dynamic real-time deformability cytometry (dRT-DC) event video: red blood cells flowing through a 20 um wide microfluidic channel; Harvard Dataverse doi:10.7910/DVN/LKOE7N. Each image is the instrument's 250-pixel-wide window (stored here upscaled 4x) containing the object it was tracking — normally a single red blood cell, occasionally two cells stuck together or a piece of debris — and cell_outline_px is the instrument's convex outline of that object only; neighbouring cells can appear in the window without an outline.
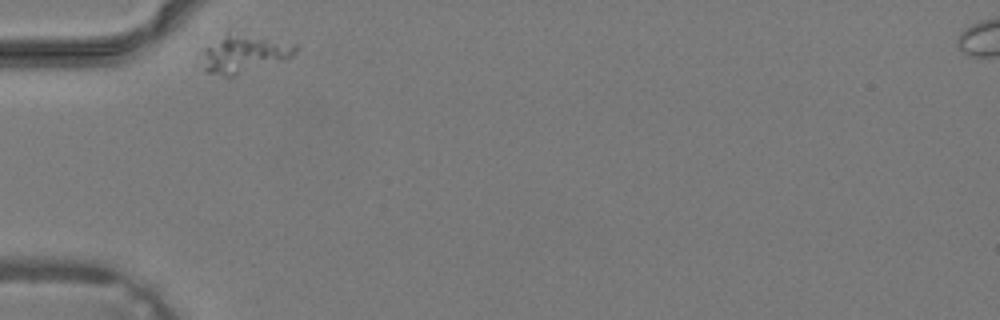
{"species": "common noctule bat (a hibernating species)", "species_latin": "Nyctalus noctula", "temperature_condition": "warm", "stored_images_in_passage": 24, "camera_frame_rate_fps": 3000, "um_per_image_px": 0.085, "animal": {"sex": "male", "body_mass_g": 19.2, "forearm_length_mm": 51.8}, "frame": {"image": 1, "passage_image": 1, "time_ms": 0.0, "image_size_px": [1000, 320], "cell_outline_px": [[300, 48], [288, 60], [232, 76], [224, 76], [204, 72], [204, 48], [232, 24], [296, 44]], "centroid_in_image_um": [20.81, 4.4], "position_along_channel_um": 64.2, "area_um2": 22.95}}
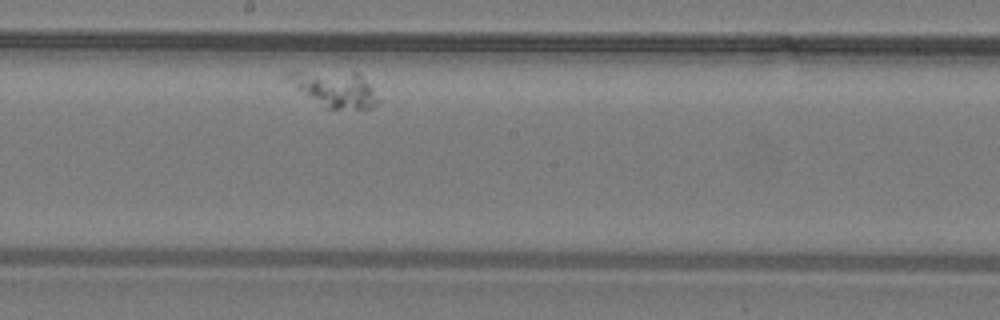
{"frame": {"image": 2, "passage_image": 13, "time_ms": 4.0, "image_size_px": [1000, 320], "cell_outline_px": [[380, 100], [376, 104], [368, 108], [328, 108], [296, 88], [284, 76], [284, 72], [356, 72], [368, 84]], "centroid_in_image_um": [28.46, 7.55], "position_along_channel_um": 219.7, "area_um2": 17.86}}
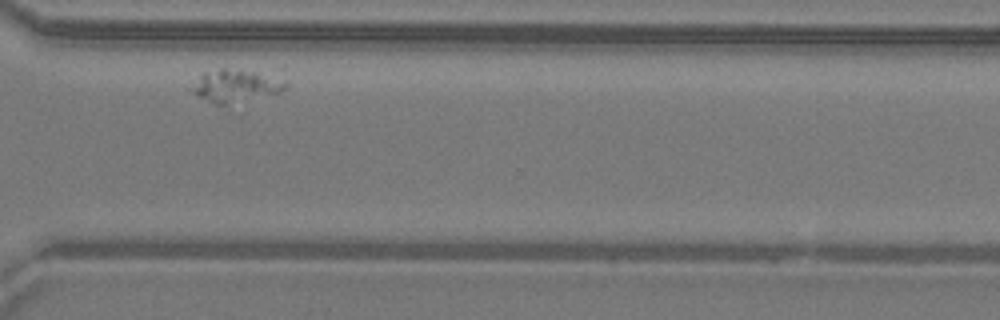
{"frame": {"image": 3, "passage_image": 22, "time_ms": 7.0, "image_size_px": [1000, 320], "cell_outline_px": [[288, 84], [280, 92], [224, 104], [212, 104], [196, 96], [192, 92], [192, 88], [200, 72], [220, 68], [224, 68], [256, 72]], "centroid_in_image_um": [19.88, 7.29], "position_along_channel_um": 350.7, "area_um2": 17.11}}